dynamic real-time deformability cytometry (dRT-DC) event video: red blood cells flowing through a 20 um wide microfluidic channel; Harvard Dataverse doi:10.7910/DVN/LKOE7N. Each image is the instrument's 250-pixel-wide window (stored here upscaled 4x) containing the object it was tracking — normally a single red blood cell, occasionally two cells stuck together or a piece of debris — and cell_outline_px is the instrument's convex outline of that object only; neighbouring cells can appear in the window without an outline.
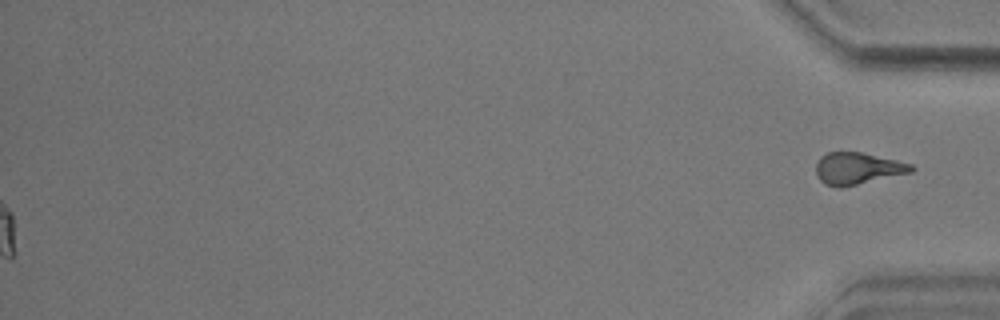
{"species": "common noctule bat (a hibernating species)", "species_latin": "Nyctalus noctula", "temperature_condition": "warm", "stored_images_in_passage": 58, "segment_of_instrument_passage": [2, 2], "camera_frame_rate_fps": 3000, "um_per_image_px": 0.085, "animal": {"sex": "male", "body_mass_g": 17.9}, "frame": {"image": 1, "passage_image": 58, "time_ms": 19.0, "image_size_px": [1000, 320], "cell_outline_px": [[916, 168], [912, 172], [840, 188], [836, 188], [824, 184], [816, 176], [816, 164], [820, 156], [828, 152], [860, 152], [896, 160], [912, 164]], "centroid_in_image_um": [72.87, 14.32], "position_along_channel_um": 362.3, "area_um2": 17.74}}